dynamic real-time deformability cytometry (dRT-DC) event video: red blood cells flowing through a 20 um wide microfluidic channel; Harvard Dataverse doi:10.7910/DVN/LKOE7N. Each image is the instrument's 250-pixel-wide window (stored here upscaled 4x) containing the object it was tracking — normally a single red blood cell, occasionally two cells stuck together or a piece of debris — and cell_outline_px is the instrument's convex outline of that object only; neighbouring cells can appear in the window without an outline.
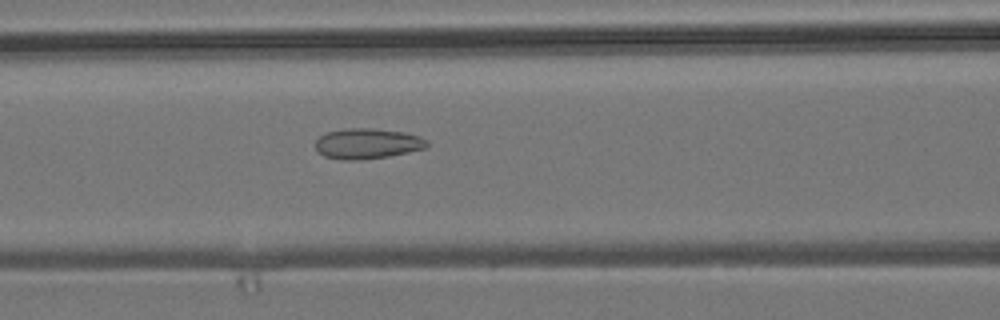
{"species": "common noctule bat (a hibernating species)", "species_latin": "Nyctalus noctula", "temperature_condition": "room temperature", "stored_images_in_passage": 40, "camera_frame_rate_fps": 3000, "um_per_image_px": 0.085, "animal": {"sex": "male", "body_mass_g": 19.2, "forearm_length_mm": 51.8}, "frame": {"image": 1, "passage_image": 10, "time_ms": 3.0, "image_size_px": [1000, 320], "cell_outline_px": [[428, 148], [388, 156], [360, 160], [344, 160], [324, 156], [316, 152], [316, 140], [320, 136], [328, 132], [344, 128], [372, 128], [404, 132], [420, 136], [428, 140]], "centroid_in_image_um": [31.23, 12.2], "position_along_channel_um": 135.4, "area_um2": 19.94}}
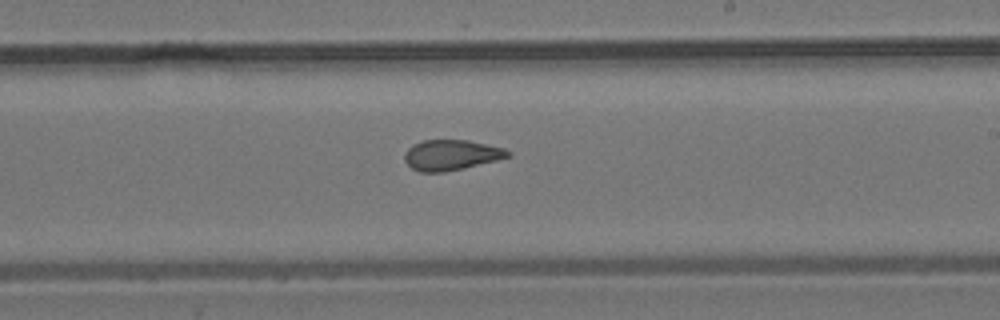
{"frame": {"image": 2, "passage_image": 19, "time_ms": 6.0, "image_size_px": [1000, 320], "cell_outline_px": [[512, 156], [464, 168], [444, 172], [420, 172], [412, 168], [404, 160], [404, 152], [412, 144], [424, 140], [468, 140], [504, 148], [512, 152]], "centroid_in_image_um": [38.35, 13.17], "position_along_channel_um": 250.7, "area_um2": 18.38}}
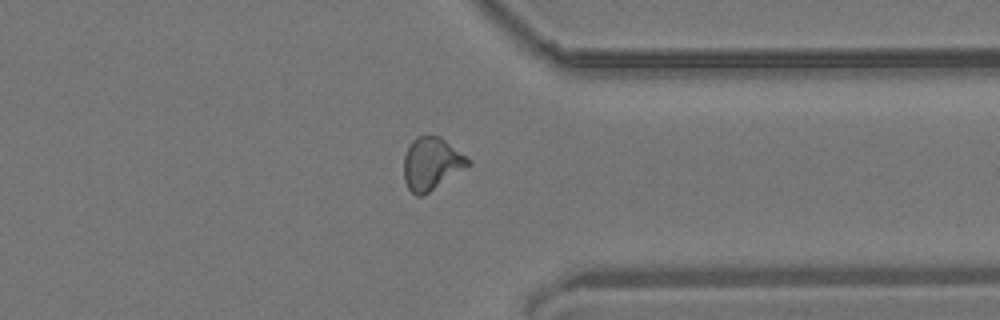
{"frame": {"image": 3, "passage_image": 29, "time_ms": 9.333, "image_size_px": [1000, 320], "cell_outline_px": [[472, 164], [424, 196], [416, 196], [408, 188], [404, 180], [404, 156], [412, 140], [416, 136], [440, 136], [468, 156], [472, 160]], "centroid_in_image_um": [36.71, 13.92], "position_along_channel_um": 374.7, "area_um2": 19.94}}